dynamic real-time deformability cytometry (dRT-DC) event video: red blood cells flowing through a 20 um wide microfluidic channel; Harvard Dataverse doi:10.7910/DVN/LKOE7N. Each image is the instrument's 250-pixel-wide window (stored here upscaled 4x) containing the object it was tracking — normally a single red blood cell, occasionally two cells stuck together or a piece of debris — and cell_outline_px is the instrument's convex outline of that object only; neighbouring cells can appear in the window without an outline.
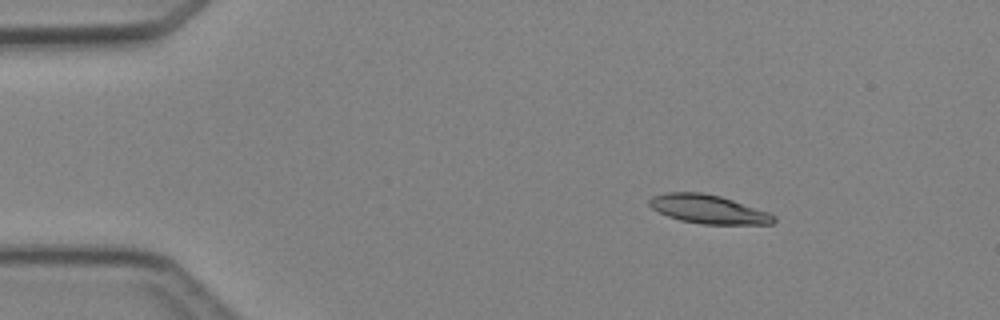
{"species": "Egyptian fruit bat (a non-hibernating species)", "species_latin": "Rousettus aegyptiacus", "temperature_condition": "cold", "stored_images_in_passage": 5, "camera_frame_rate_fps": 3000, "um_per_image_px": 0.085, "animal": {"sex": "female"}, "frame": {"image": 1, "passage_image": 3, "time_ms": 2.333, "image_size_px": [1000, 320], "cell_outline_px": [[776, 220], [772, 224], [704, 224], [680, 220], [668, 216], [652, 208], [648, 204], [648, 200], [652, 196], [664, 192], [700, 192], [720, 196], [768, 212], [776, 216]], "centroid_in_image_um": [60.19, 17.78], "position_along_channel_um": 24.8, "area_um2": 20.69}}
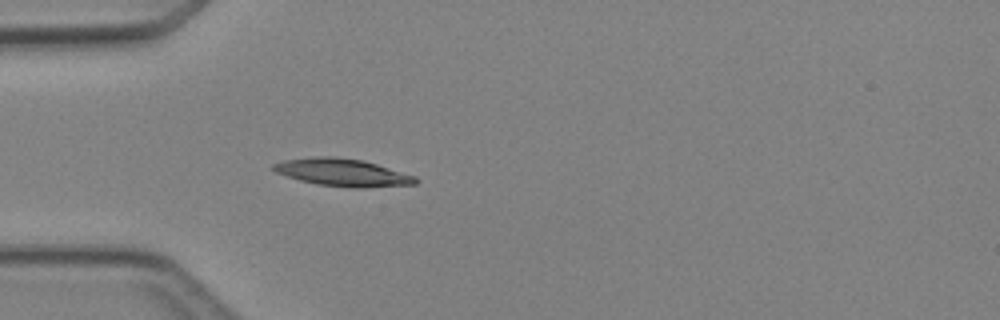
{"frame": {"image": 2, "passage_image": 5, "time_ms": 4.667, "image_size_px": [1000, 320], "cell_outline_px": [[420, 180], [416, 184], [364, 188], [352, 188], [316, 184], [300, 180], [276, 172], [272, 168], [272, 164], [284, 160], [312, 156], [336, 156], [364, 160], [416, 176]], "centroid_in_image_um": [29.15, 14.65], "position_along_channel_um": 55.9, "area_um2": 23.0}}